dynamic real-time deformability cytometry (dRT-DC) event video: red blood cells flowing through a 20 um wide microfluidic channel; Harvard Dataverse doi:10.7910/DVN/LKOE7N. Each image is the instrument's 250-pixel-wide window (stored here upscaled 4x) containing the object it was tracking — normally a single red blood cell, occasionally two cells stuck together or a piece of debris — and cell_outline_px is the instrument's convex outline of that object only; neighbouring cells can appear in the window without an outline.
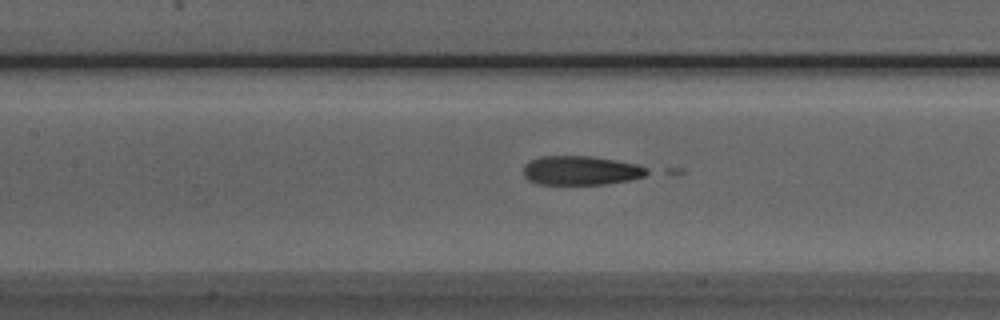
{"species": "Egyptian fruit bat (a non-hibernating species)", "species_latin": "Rousettus aegyptiacus", "temperature_condition": "room temperature", "stored_images_in_passage": 36, "camera_frame_rate_fps": 3000, "um_per_image_px": 0.085, "animal": {"sex": "male"}, "frame": {"image": 1, "passage_image": 12, "time_ms": 3.667, "image_size_px": [1000, 320], "cell_outline_px": [[652, 172], [644, 176], [628, 180], [608, 184], [536, 184], [528, 180], [524, 176], [524, 164], [540, 156], [592, 156], [616, 160], [636, 164], [648, 168]], "centroid_in_image_um": [49.39, 14.49], "position_along_channel_um": 158.0, "area_um2": 21.1}}
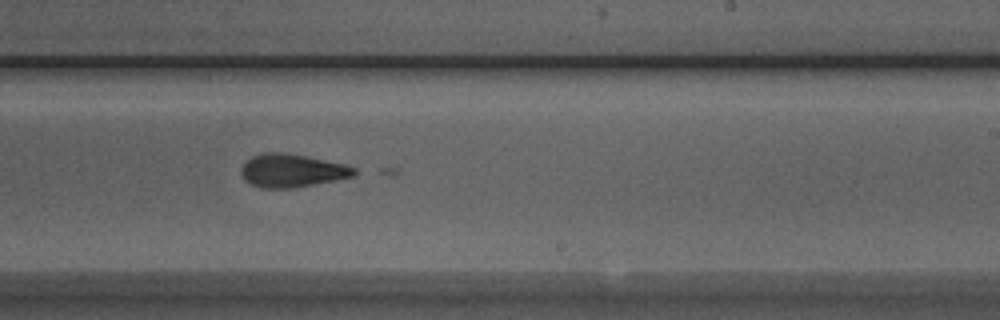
{"frame": {"image": 2, "passage_image": 20, "time_ms": 6.333, "image_size_px": [1000, 320], "cell_outline_px": [[356, 172], [352, 176], [336, 180], [292, 188], [260, 188], [244, 180], [240, 172], [240, 168], [252, 156], [264, 152], [280, 152], [304, 156], [344, 164], [356, 168]], "centroid_in_image_um": [24.77, 14.51], "position_along_channel_um": 264.2, "area_um2": 21.62}}
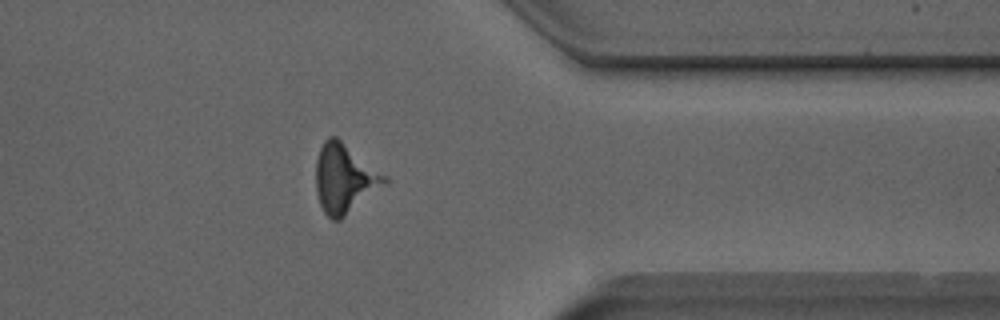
{"frame": {"image": 3, "passage_image": 30, "time_ms": 9.667, "image_size_px": [1000, 320], "cell_outline_px": [[388, 180], [340, 220], [332, 220], [324, 212], [320, 204], [316, 192], [316, 160], [320, 148], [324, 140], [328, 136], [336, 136], [388, 176]], "centroid_in_image_um": [29.25, 15.14], "position_along_channel_um": 382.1, "area_um2": 27.22}, "authors_computed_cell_mechanics": {"area_um2": 22.3108, "velocity_mm_per_s": 3.99, "shape_relaxation_time_tau1_ms": 7.2148, "shape_relaxation_time_tau2_ms": null, "deformation_change_tau1": 0.3309, "deformation_change_tau2": null}}